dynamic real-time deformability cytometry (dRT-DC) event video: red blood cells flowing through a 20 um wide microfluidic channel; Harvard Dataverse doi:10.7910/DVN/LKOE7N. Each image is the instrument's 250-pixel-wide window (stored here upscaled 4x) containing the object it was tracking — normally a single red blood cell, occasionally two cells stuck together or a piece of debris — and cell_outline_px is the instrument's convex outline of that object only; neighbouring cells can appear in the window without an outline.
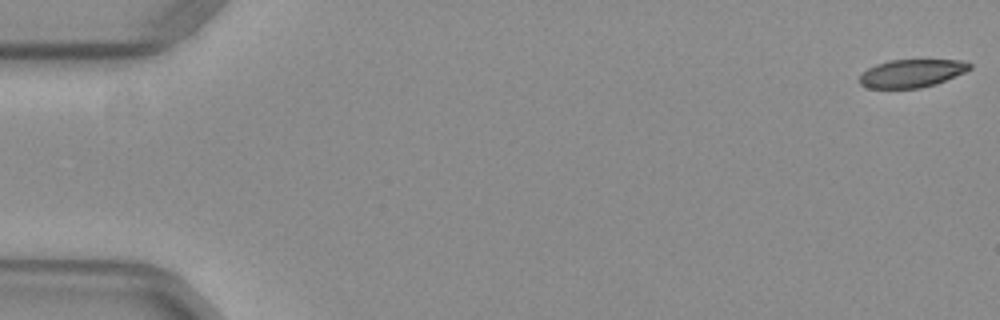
{"species": "common noctule bat (a hibernating species)", "species_latin": "Nyctalus noctula", "temperature_condition": "warm", "stored_images_in_passage": 53, "camera_frame_rate_fps": 3000, "um_per_image_px": 0.085, "animal": {"sex": "female", "body_mass_g": 29.2, "forearm_length_mm": 56.3}, "frame": {"image": 1, "passage_image": 1, "time_ms": 0.0, "image_size_px": [1000, 320], "cell_outline_px": [[972, 68], [964, 72], [936, 84], [920, 88], [868, 88], [860, 84], [860, 76], [868, 68], [876, 64], [888, 60], [960, 60], [972, 64]], "centroid_in_image_um": [77.49, 6.23], "position_along_channel_um": 7.5, "area_um2": 17.86}}
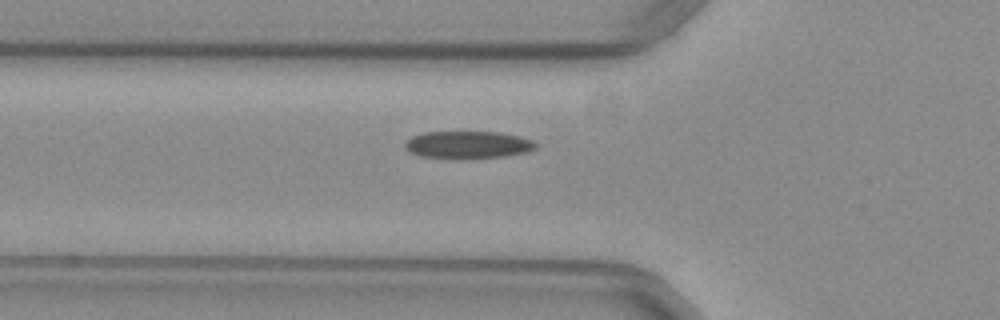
{"frame": {"image": 2, "passage_image": 19, "time_ms": 6.0, "image_size_px": [1000, 320], "cell_outline_px": [[536, 148], [524, 152], [504, 156], [448, 160], [420, 156], [408, 152], [404, 148], [404, 140], [412, 136], [424, 132], [500, 132], [520, 136], [532, 140], [536, 144]], "centroid_in_image_um": [39.68, 12.32], "position_along_channel_um": 86.1, "area_um2": 21.33}}
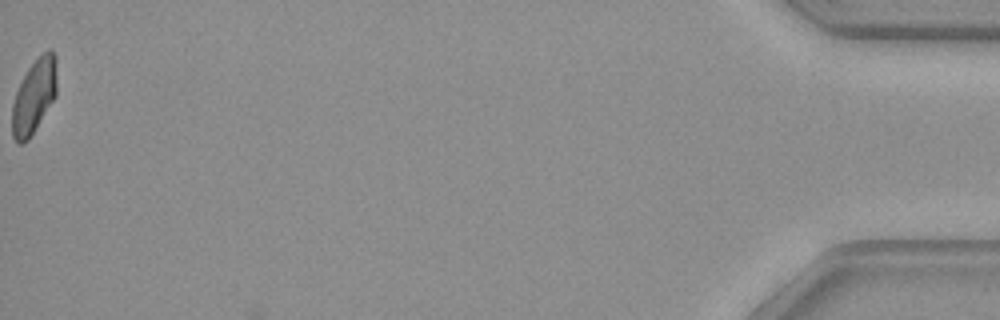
{"frame": {"image": 3, "passage_image": 53, "time_ms": 17.333, "image_size_px": [1000, 320], "cell_outline_px": [[56, 96], [28, 140], [24, 144], [16, 144], [12, 136], [12, 104], [16, 92], [28, 68], [48, 48], [52, 48], [56, 56]], "centroid_in_image_um": [2.89, 8.2], "position_along_channel_um": 432.3, "area_um2": 19.31}, "authors_computed_cell_mechanics": {"area_um2": 20.4612, "velocity_mm_per_s": 3.9844, "shape_relaxation_time_tau1_ms": 10.6604, "shape_relaxation_time_tau2_ms": 3.8108, "deformation_change_tau1": 0.1921, "deformation_change_tau2": 0.0737}}